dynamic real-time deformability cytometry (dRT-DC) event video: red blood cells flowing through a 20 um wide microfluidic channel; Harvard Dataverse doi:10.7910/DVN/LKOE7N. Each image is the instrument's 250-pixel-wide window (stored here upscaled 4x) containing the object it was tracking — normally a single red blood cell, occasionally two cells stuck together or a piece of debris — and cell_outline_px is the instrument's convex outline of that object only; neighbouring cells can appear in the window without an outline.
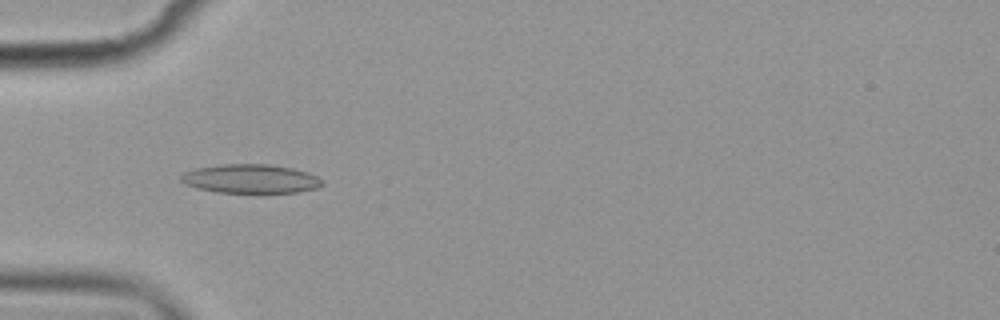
{"species": "common noctule bat (a hibernating species)", "species_latin": "Nyctalus noctula", "temperature_condition": "cold", "stored_images_in_passage": 6, "camera_frame_rate_fps": 3000, "um_per_image_px": 0.085, "animal": {"sex": "female", "body_mass_g": 19.9}, "frame": {"image": 1, "passage_image": 5, "time_ms": 5.667, "image_size_px": [1000, 320], "cell_outline_px": [[324, 184], [316, 188], [296, 192], [216, 192], [196, 188], [180, 180], [180, 176], [184, 172], [196, 168], [220, 164], [268, 164], [292, 168], [308, 172], [316, 176]], "centroid_in_image_um": [21.28, 15.18], "position_along_channel_um": 63.7, "area_um2": 23.58}}
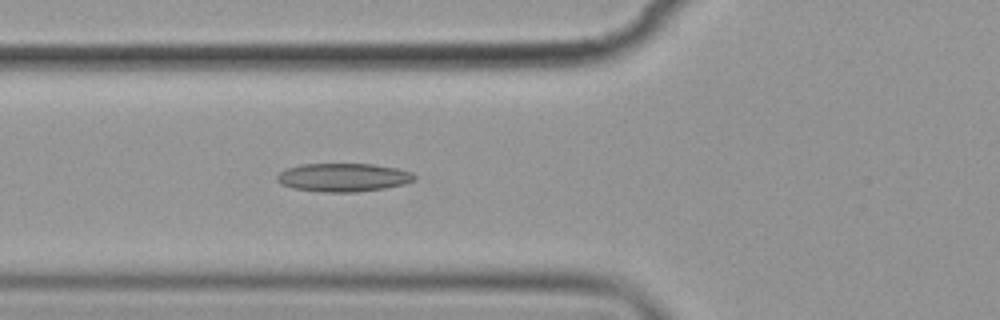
{"frame": {"image": 2, "passage_image": 6, "time_ms": 6.667, "image_size_px": [1000, 320], "cell_outline_px": [[416, 180], [404, 184], [384, 188], [356, 192], [324, 192], [292, 188], [280, 184], [276, 180], [276, 176], [280, 172], [288, 168], [300, 164], [372, 164], [396, 168], [412, 172], [416, 176]], "centroid_in_image_um": [29.17, 15.08], "position_along_channel_um": 96.6, "area_um2": 22.77}}